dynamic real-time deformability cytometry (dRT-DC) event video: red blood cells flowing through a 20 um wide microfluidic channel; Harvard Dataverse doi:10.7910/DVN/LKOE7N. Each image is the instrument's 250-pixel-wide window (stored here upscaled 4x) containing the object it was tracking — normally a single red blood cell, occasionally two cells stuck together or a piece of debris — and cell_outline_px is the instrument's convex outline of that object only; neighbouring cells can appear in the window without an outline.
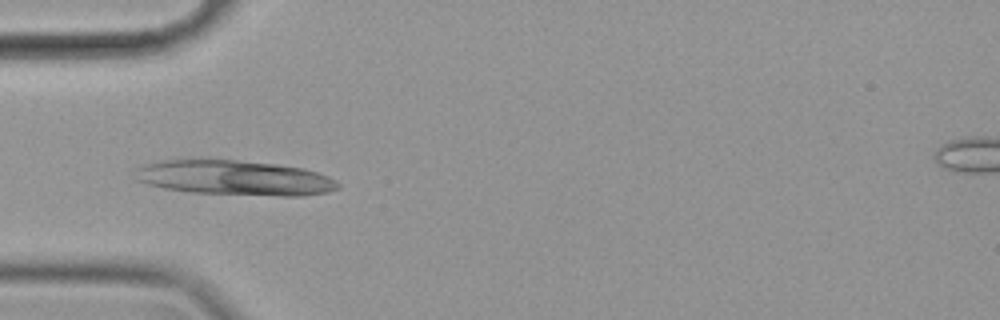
{"species": "common noctule bat (a hibernating species)", "species_latin": "Nyctalus noctula", "temperature_condition": "cold", "stored_images_in_passage": 37, "camera_frame_rate_fps": 3000, "um_per_image_px": 0.085, "animal": {"sex": "female", "body_mass_g": 19.9}, "frame": {"image": 1, "passage_image": 2, "time_ms": 0.333, "image_size_px": [1000, 320], "cell_outline_px": [[340, 188], [328, 192], [300, 196], [280, 196], [192, 192], [164, 188], [148, 184], [136, 180], [136, 168], [144, 164], [164, 160], [192, 156], [208, 156], [276, 164], [304, 168], [328, 176], [336, 180], [340, 184]], "centroid_in_image_um": [19.89, 15.06], "position_along_channel_um": 65.1, "area_um2": 42.54}}
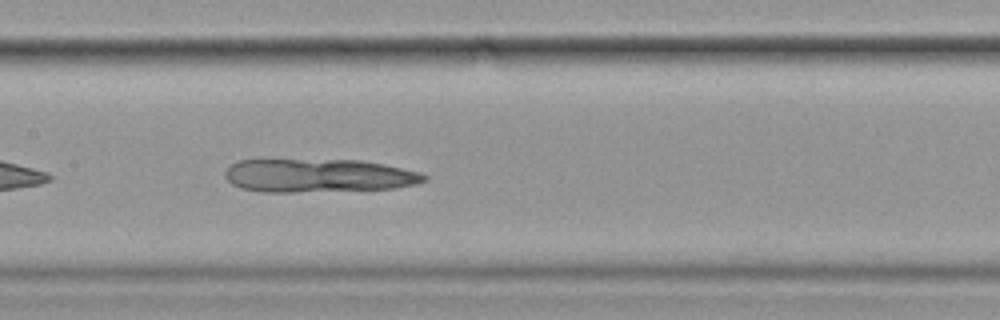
{"frame": {"image": 2, "passage_image": 12, "time_ms": 3.667, "image_size_px": [1000, 320], "cell_outline_px": [[428, 180], [416, 184], [396, 188], [292, 192], [264, 192], [240, 188], [232, 184], [224, 176], [224, 172], [232, 164], [240, 160], [360, 160], [384, 164], [420, 172], [428, 176]], "centroid_in_image_um": [27.08, 14.93], "position_along_channel_um": 180.3, "area_um2": 38.73}}
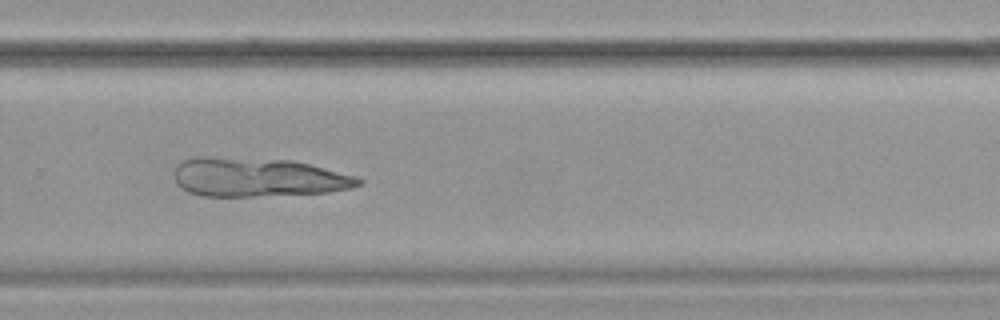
{"frame": {"image": 3, "passage_image": 23, "time_ms": 7.333, "image_size_px": [1000, 320], "cell_outline_px": [[364, 180], [360, 184], [352, 188], [328, 192], [252, 196], [200, 196], [188, 192], [180, 188], [176, 184], [176, 168], [184, 160], [196, 156], [200, 156], [292, 160], [356, 176]], "centroid_in_image_um": [21.9, 15.07], "position_along_channel_um": 307.9, "area_um2": 41.62}}